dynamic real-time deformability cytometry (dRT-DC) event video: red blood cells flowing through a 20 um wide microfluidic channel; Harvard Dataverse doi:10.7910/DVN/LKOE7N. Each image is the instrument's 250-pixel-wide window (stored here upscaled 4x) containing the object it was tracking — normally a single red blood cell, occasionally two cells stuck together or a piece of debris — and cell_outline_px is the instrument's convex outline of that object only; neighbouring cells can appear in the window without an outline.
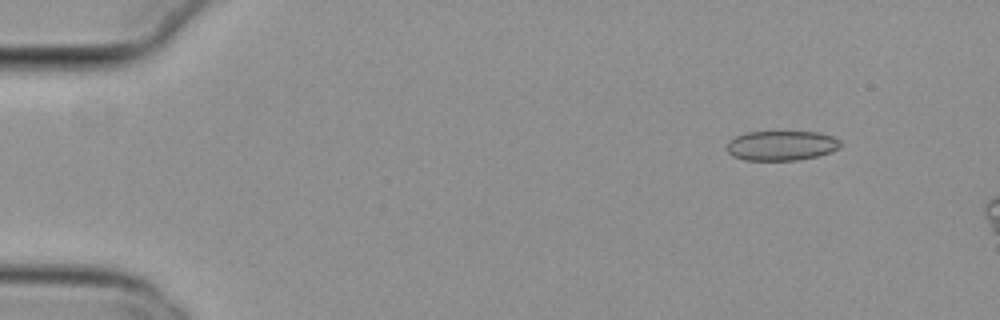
{"species": "common noctule bat (a hibernating species)", "species_latin": "Nyctalus noctula", "temperature_condition": "cold", "stored_images_in_passage": 48, "camera_frame_rate_fps": 3000, "um_per_image_px": 0.085, "animal": {"sex": "female", "body_mass_g": 29.2, "forearm_length_mm": 56.3}, "frame": {"image": 1, "passage_image": 3, "time_ms": 0.667, "image_size_px": [1000, 320], "cell_outline_px": [[840, 148], [832, 152], [816, 156], [796, 160], [744, 160], [732, 156], [724, 148], [728, 140], [736, 136], [748, 132], [820, 132], [832, 136], [840, 140]], "centroid_in_image_um": [66.39, 12.37], "position_along_channel_um": 18.6, "area_um2": 19.88}}
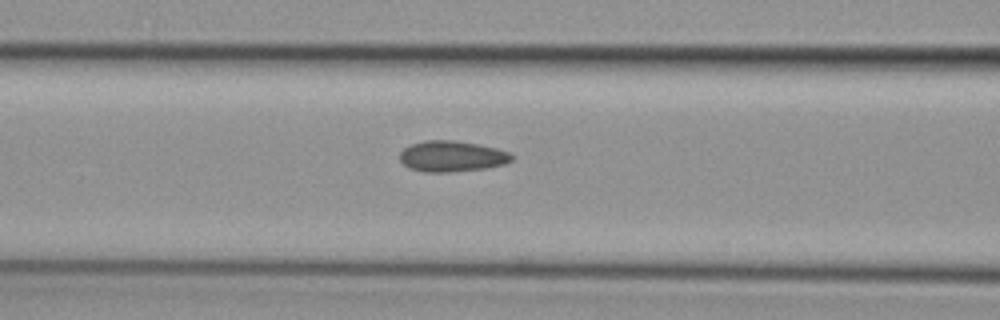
{"frame": {"image": 2, "passage_image": 20, "time_ms": 6.333, "image_size_px": [1000, 320], "cell_outline_px": [[512, 160], [504, 164], [484, 168], [448, 172], [424, 172], [408, 168], [400, 160], [400, 152], [404, 148], [412, 144], [424, 140], [452, 140], [476, 144], [496, 148], [512, 152]], "centroid_in_image_um": [38.4, 13.28], "position_along_channel_um": 128.2, "area_um2": 20.06}}
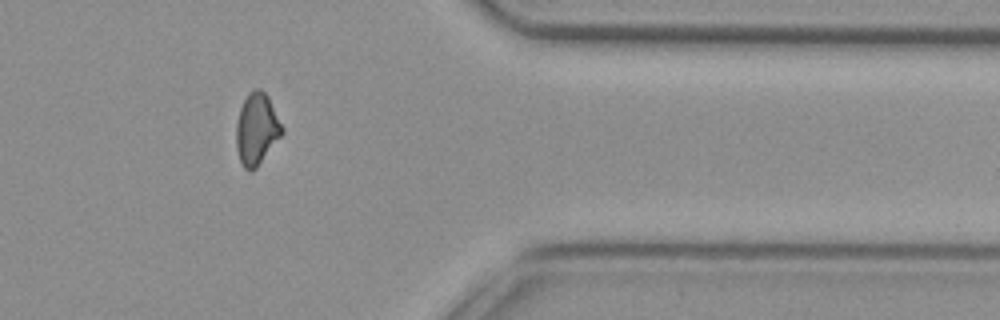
{"frame": {"image": 3, "passage_image": 42, "time_ms": 13.667, "image_size_px": [1000, 320], "cell_outline_px": [[284, 132], [256, 168], [252, 172], [248, 172], [244, 168], [240, 160], [236, 148], [236, 124], [240, 108], [248, 92], [252, 88], [260, 88], [268, 96], [284, 128]], "centroid_in_image_um": [21.81, 10.96], "position_along_channel_um": 389.6, "area_um2": 19.25}, "authors_computed_cell_mechanics": {"area_um2": 19.4497, "velocity_mm_per_s": 3.8013, "shape_relaxation_time_tau1_ms": null, "shape_relaxation_time_tau2_ms": 2.36, "deformation_change_tau1": null, "deformation_change_tau2": 0.0781}}